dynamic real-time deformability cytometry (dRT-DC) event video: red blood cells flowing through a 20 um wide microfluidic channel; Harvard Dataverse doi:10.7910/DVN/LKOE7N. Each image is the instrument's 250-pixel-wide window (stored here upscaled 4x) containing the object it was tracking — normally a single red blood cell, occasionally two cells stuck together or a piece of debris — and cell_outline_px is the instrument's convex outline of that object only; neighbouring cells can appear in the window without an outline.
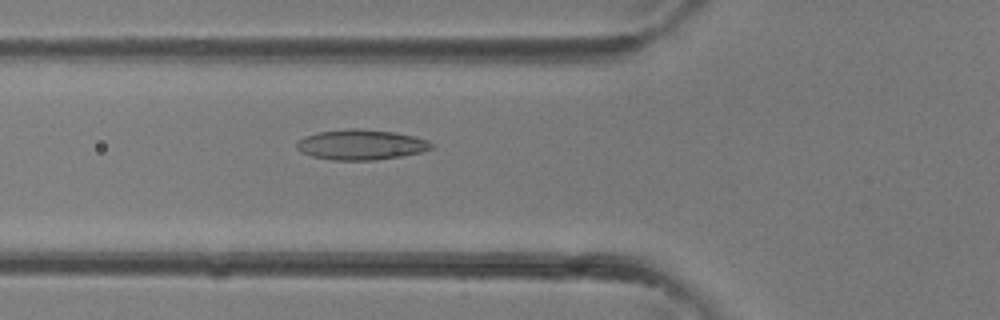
{"species": "common noctule bat (a hibernating species)", "species_latin": "Nyctalus noctula", "temperature_condition": "room temperature", "stored_images_in_passage": 22, "camera_frame_rate_fps": 3000, "um_per_image_px": 0.085, "animal": {"sex": "female"}, "frame": {"image": 1, "passage_image": 6, "time_ms": 1.667, "image_size_px": [1000, 320], "cell_outline_px": [[432, 148], [420, 152], [400, 156], [376, 160], [332, 160], [312, 156], [300, 152], [296, 148], [296, 144], [304, 136], [316, 132], [348, 128], [360, 128], [392, 132], [412, 136], [428, 140], [432, 144]], "centroid_in_image_um": [30.63, 12.29], "position_along_channel_um": 95.2, "area_um2": 23.7}}
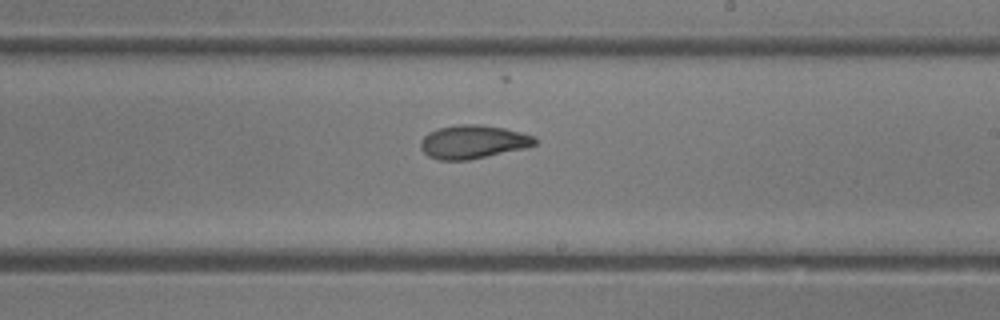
{"frame": {"image": 2, "passage_image": 14, "time_ms": 4.333, "image_size_px": [1000, 320], "cell_outline_px": [[536, 144], [528, 148], [468, 160], [440, 160], [428, 156], [420, 148], [420, 140], [428, 132], [436, 128], [456, 124], [476, 124], [504, 128], [520, 132], [532, 136], [536, 140]], "centroid_in_image_um": [40.17, 12.06], "position_along_channel_um": 248.8, "area_um2": 22.43}}
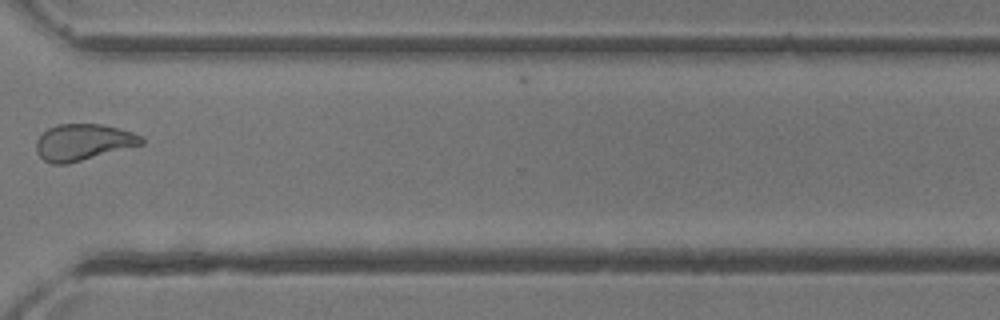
{"frame": {"image": 3, "passage_image": 20, "time_ms": 6.333, "image_size_px": [1000, 320], "cell_outline_px": [[144, 144], [68, 164], [52, 164], [44, 160], [36, 152], [36, 140], [48, 128], [56, 124], [100, 124], [132, 132], [140, 136], [144, 140]], "centroid_in_image_um": [7.04, 12.09], "position_along_channel_um": 363.6, "area_um2": 22.25}}